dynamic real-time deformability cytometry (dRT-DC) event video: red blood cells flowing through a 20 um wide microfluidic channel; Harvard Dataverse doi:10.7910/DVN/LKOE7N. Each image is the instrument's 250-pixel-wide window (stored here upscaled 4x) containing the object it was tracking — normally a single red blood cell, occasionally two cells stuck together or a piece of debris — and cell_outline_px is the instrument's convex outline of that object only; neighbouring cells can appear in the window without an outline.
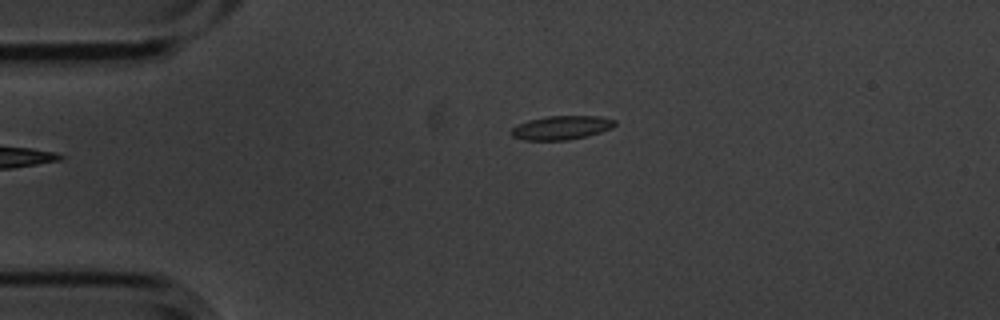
{"species": "common noctule bat (a hibernating species)", "species_latin": "Nyctalus noctula", "temperature_condition": "cold", "stored_images_in_passage": 5, "camera_frame_rate_fps": 3000, "um_per_image_px": 0.085, "animal": {"sex": "male", "body_mass_g": 20.1, "forearm_length_mm": 53.5}, "frame": {"image": 1, "passage_image": 5, "time_ms": 1.333, "image_size_px": [1000, 320], "cell_outline_px": [[616, 124], [612, 128], [600, 132], [568, 140], [524, 140], [512, 136], [508, 132], [516, 124], [528, 120], [548, 116], [600, 116], [616, 120]], "centroid_in_image_um": [47.68, 10.85], "position_along_channel_um": 37.3, "area_um2": 14.45}}